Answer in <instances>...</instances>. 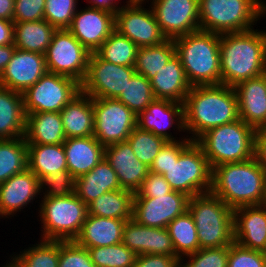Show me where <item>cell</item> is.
<instances>
[{
	"mask_svg": "<svg viewBox=\"0 0 266 267\" xmlns=\"http://www.w3.org/2000/svg\"><path fill=\"white\" fill-rule=\"evenodd\" d=\"M46 72L44 54L15 49L0 76V85L23 94Z\"/></svg>",
	"mask_w": 266,
	"mask_h": 267,
	"instance_id": "19",
	"label": "cell"
},
{
	"mask_svg": "<svg viewBox=\"0 0 266 267\" xmlns=\"http://www.w3.org/2000/svg\"><path fill=\"white\" fill-rule=\"evenodd\" d=\"M118 3H120V5H122L121 0H116ZM120 1V2H119ZM137 0H126V2L124 4H130V3H135Z\"/></svg>",
	"mask_w": 266,
	"mask_h": 267,
	"instance_id": "58",
	"label": "cell"
},
{
	"mask_svg": "<svg viewBox=\"0 0 266 267\" xmlns=\"http://www.w3.org/2000/svg\"><path fill=\"white\" fill-rule=\"evenodd\" d=\"M195 142L211 168L255 157V129L240 118L208 130Z\"/></svg>",
	"mask_w": 266,
	"mask_h": 267,
	"instance_id": "6",
	"label": "cell"
},
{
	"mask_svg": "<svg viewBox=\"0 0 266 267\" xmlns=\"http://www.w3.org/2000/svg\"><path fill=\"white\" fill-rule=\"evenodd\" d=\"M200 249L230 246L234 242L233 209L211 192L189 198Z\"/></svg>",
	"mask_w": 266,
	"mask_h": 267,
	"instance_id": "7",
	"label": "cell"
},
{
	"mask_svg": "<svg viewBox=\"0 0 266 267\" xmlns=\"http://www.w3.org/2000/svg\"><path fill=\"white\" fill-rule=\"evenodd\" d=\"M134 67L120 66L90 54L88 70L81 91L92 98L116 99L135 73Z\"/></svg>",
	"mask_w": 266,
	"mask_h": 267,
	"instance_id": "14",
	"label": "cell"
},
{
	"mask_svg": "<svg viewBox=\"0 0 266 267\" xmlns=\"http://www.w3.org/2000/svg\"><path fill=\"white\" fill-rule=\"evenodd\" d=\"M234 242L242 247L266 252V207L241 206L233 209Z\"/></svg>",
	"mask_w": 266,
	"mask_h": 267,
	"instance_id": "22",
	"label": "cell"
},
{
	"mask_svg": "<svg viewBox=\"0 0 266 267\" xmlns=\"http://www.w3.org/2000/svg\"><path fill=\"white\" fill-rule=\"evenodd\" d=\"M228 255L229 246L202 248L181 258L180 267H227Z\"/></svg>",
	"mask_w": 266,
	"mask_h": 267,
	"instance_id": "43",
	"label": "cell"
},
{
	"mask_svg": "<svg viewBox=\"0 0 266 267\" xmlns=\"http://www.w3.org/2000/svg\"><path fill=\"white\" fill-rule=\"evenodd\" d=\"M146 1L122 5L115 12V30L134 42L139 48L157 46L167 37L163 34L150 6Z\"/></svg>",
	"mask_w": 266,
	"mask_h": 267,
	"instance_id": "13",
	"label": "cell"
},
{
	"mask_svg": "<svg viewBox=\"0 0 266 267\" xmlns=\"http://www.w3.org/2000/svg\"><path fill=\"white\" fill-rule=\"evenodd\" d=\"M39 195V178L28 168L10 177L0 184V219L16 216L17 212L33 204Z\"/></svg>",
	"mask_w": 266,
	"mask_h": 267,
	"instance_id": "20",
	"label": "cell"
},
{
	"mask_svg": "<svg viewBox=\"0 0 266 267\" xmlns=\"http://www.w3.org/2000/svg\"><path fill=\"white\" fill-rule=\"evenodd\" d=\"M221 84L238 83L266 73V30L219 35Z\"/></svg>",
	"mask_w": 266,
	"mask_h": 267,
	"instance_id": "2",
	"label": "cell"
},
{
	"mask_svg": "<svg viewBox=\"0 0 266 267\" xmlns=\"http://www.w3.org/2000/svg\"><path fill=\"white\" fill-rule=\"evenodd\" d=\"M239 118L254 129L266 126V73L235 87Z\"/></svg>",
	"mask_w": 266,
	"mask_h": 267,
	"instance_id": "24",
	"label": "cell"
},
{
	"mask_svg": "<svg viewBox=\"0 0 266 267\" xmlns=\"http://www.w3.org/2000/svg\"><path fill=\"white\" fill-rule=\"evenodd\" d=\"M133 267H180L175 255L143 254L137 255Z\"/></svg>",
	"mask_w": 266,
	"mask_h": 267,
	"instance_id": "51",
	"label": "cell"
},
{
	"mask_svg": "<svg viewBox=\"0 0 266 267\" xmlns=\"http://www.w3.org/2000/svg\"><path fill=\"white\" fill-rule=\"evenodd\" d=\"M91 52L68 29H57L44 56L48 72L84 81Z\"/></svg>",
	"mask_w": 266,
	"mask_h": 267,
	"instance_id": "11",
	"label": "cell"
},
{
	"mask_svg": "<svg viewBox=\"0 0 266 267\" xmlns=\"http://www.w3.org/2000/svg\"><path fill=\"white\" fill-rule=\"evenodd\" d=\"M172 188L161 174L149 172L134 197H154L170 193Z\"/></svg>",
	"mask_w": 266,
	"mask_h": 267,
	"instance_id": "50",
	"label": "cell"
},
{
	"mask_svg": "<svg viewBox=\"0 0 266 267\" xmlns=\"http://www.w3.org/2000/svg\"><path fill=\"white\" fill-rule=\"evenodd\" d=\"M138 49L134 42L114 30L95 53L107 62L134 67Z\"/></svg>",
	"mask_w": 266,
	"mask_h": 267,
	"instance_id": "38",
	"label": "cell"
},
{
	"mask_svg": "<svg viewBox=\"0 0 266 267\" xmlns=\"http://www.w3.org/2000/svg\"><path fill=\"white\" fill-rule=\"evenodd\" d=\"M94 108L93 136L104 147L127 141L137 126V115L114 98H92Z\"/></svg>",
	"mask_w": 266,
	"mask_h": 267,
	"instance_id": "12",
	"label": "cell"
},
{
	"mask_svg": "<svg viewBox=\"0 0 266 267\" xmlns=\"http://www.w3.org/2000/svg\"><path fill=\"white\" fill-rule=\"evenodd\" d=\"M192 142L190 139L167 141L150 166V172L163 175Z\"/></svg>",
	"mask_w": 266,
	"mask_h": 267,
	"instance_id": "47",
	"label": "cell"
},
{
	"mask_svg": "<svg viewBox=\"0 0 266 267\" xmlns=\"http://www.w3.org/2000/svg\"><path fill=\"white\" fill-rule=\"evenodd\" d=\"M184 106L187 137L196 141L208 130L239 119L238 99L234 87L224 84L192 86Z\"/></svg>",
	"mask_w": 266,
	"mask_h": 267,
	"instance_id": "1",
	"label": "cell"
},
{
	"mask_svg": "<svg viewBox=\"0 0 266 267\" xmlns=\"http://www.w3.org/2000/svg\"><path fill=\"white\" fill-rule=\"evenodd\" d=\"M134 196L125 189L104 193L87 205L88 214L129 221L133 219Z\"/></svg>",
	"mask_w": 266,
	"mask_h": 267,
	"instance_id": "34",
	"label": "cell"
},
{
	"mask_svg": "<svg viewBox=\"0 0 266 267\" xmlns=\"http://www.w3.org/2000/svg\"><path fill=\"white\" fill-rule=\"evenodd\" d=\"M175 53L176 47L173 39H168L157 46L140 47L137 51L134 69L151 80L165 67Z\"/></svg>",
	"mask_w": 266,
	"mask_h": 267,
	"instance_id": "37",
	"label": "cell"
},
{
	"mask_svg": "<svg viewBox=\"0 0 266 267\" xmlns=\"http://www.w3.org/2000/svg\"><path fill=\"white\" fill-rule=\"evenodd\" d=\"M28 169L39 180L48 174L68 170L63 144H27Z\"/></svg>",
	"mask_w": 266,
	"mask_h": 267,
	"instance_id": "33",
	"label": "cell"
},
{
	"mask_svg": "<svg viewBox=\"0 0 266 267\" xmlns=\"http://www.w3.org/2000/svg\"><path fill=\"white\" fill-rule=\"evenodd\" d=\"M63 147L68 171L74 178L90 172L104 159L105 147L94 136L66 138Z\"/></svg>",
	"mask_w": 266,
	"mask_h": 267,
	"instance_id": "26",
	"label": "cell"
},
{
	"mask_svg": "<svg viewBox=\"0 0 266 267\" xmlns=\"http://www.w3.org/2000/svg\"><path fill=\"white\" fill-rule=\"evenodd\" d=\"M28 168L25 137L0 139V184Z\"/></svg>",
	"mask_w": 266,
	"mask_h": 267,
	"instance_id": "36",
	"label": "cell"
},
{
	"mask_svg": "<svg viewBox=\"0 0 266 267\" xmlns=\"http://www.w3.org/2000/svg\"><path fill=\"white\" fill-rule=\"evenodd\" d=\"M163 176L173 191L189 197L211 190L212 168L195 141L179 155L178 161H174Z\"/></svg>",
	"mask_w": 266,
	"mask_h": 267,
	"instance_id": "9",
	"label": "cell"
},
{
	"mask_svg": "<svg viewBox=\"0 0 266 267\" xmlns=\"http://www.w3.org/2000/svg\"><path fill=\"white\" fill-rule=\"evenodd\" d=\"M45 1L44 19L57 29H67L78 10L79 0Z\"/></svg>",
	"mask_w": 266,
	"mask_h": 267,
	"instance_id": "44",
	"label": "cell"
},
{
	"mask_svg": "<svg viewBox=\"0 0 266 267\" xmlns=\"http://www.w3.org/2000/svg\"><path fill=\"white\" fill-rule=\"evenodd\" d=\"M200 30L239 33L254 28L266 16L265 0H198Z\"/></svg>",
	"mask_w": 266,
	"mask_h": 267,
	"instance_id": "5",
	"label": "cell"
},
{
	"mask_svg": "<svg viewBox=\"0 0 266 267\" xmlns=\"http://www.w3.org/2000/svg\"><path fill=\"white\" fill-rule=\"evenodd\" d=\"M263 205L266 207V196H265V201H264V204Z\"/></svg>",
	"mask_w": 266,
	"mask_h": 267,
	"instance_id": "59",
	"label": "cell"
},
{
	"mask_svg": "<svg viewBox=\"0 0 266 267\" xmlns=\"http://www.w3.org/2000/svg\"><path fill=\"white\" fill-rule=\"evenodd\" d=\"M56 30L45 19L14 22V46L23 51L45 54Z\"/></svg>",
	"mask_w": 266,
	"mask_h": 267,
	"instance_id": "32",
	"label": "cell"
},
{
	"mask_svg": "<svg viewBox=\"0 0 266 267\" xmlns=\"http://www.w3.org/2000/svg\"><path fill=\"white\" fill-rule=\"evenodd\" d=\"M189 196L178 191L154 197H134L133 220L141 225L166 228L188 210Z\"/></svg>",
	"mask_w": 266,
	"mask_h": 267,
	"instance_id": "16",
	"label": "cell"
},
{
	"mask_svg": "<svg viewBox=\"0 0 266 267\" xmlns=\"http://www.w3.org/2000/svg\"><path fill=\"white\" fill-rule=\"evenodd\" d=\"M67 29L94 53L115 30V13L87 6L76 11Z\"/></svg>",
	"mask_w": 266,
	"mask_h": 267,
	"instance_id": "18",
	"label": "cell"
},
{
	"mask_svg": "<svg viewBox=\"0 0 266 267\" xmlns=\"http://www.w3.org/2000/svg\"><path fill=\"white\" fill-rule=\"evenodd\" d=\"M150 82L155 99H168L182 104L192 88L176 53Z\"/></svg>",
	"mask_w": 266,
	"mask_h": 267,
	"instance_id": "25",
	"label": "cell"
},
{
	"mask_svg": "<svg viewBox=\"0 0 266 267\" xmlns=\"http://www.w3.org/2000/svg\"><path fill=\"white\" fill-rule=\"evenodd\" d=\"M27 144H63L66 136L60 112H38L26 115Z\"/></svg>",
	"mask_w": 266,
	"mask_h": 267,
	"instance_id": "31",
	"label": "cell"
},
{
	"mask_svg": "<svg viewBox=\"0 0 266 267\" xmlns=\"http://www.w3.org/2000/svg\"><path fill=\"white\" fill-rule=\"evenodd\" d=\"M25 129L22 93L0 85V139L24 137Z\"/></svg>",
	"mask_w": 266,
	"mask_h": 267,
	"instance_id": "30",
	"label": "cell"
},
{
	"mask_svg": "<svg viewBox=\"0 0 266 267\" xmlns=\"http://www.w3.org/2000/svg\"><path fill=\"white\" fill-rule=\"evenodd\" d=\"M132 110L137 116L146 110L155 99L151 82L142 74L134 73L127 82L124 91L116 98Z\"/></svg>",
	"mask_w": 266,
	"mask_h": 267,
	"instance_id": "40",
	"label": "cell"
},
{
	"mask_svg": "<svg viewBox=\"0 0 266 267\" xmlns=\"http://www.w3.org/2000/svg\"><path fill=\"white\" fill-rule=\"evenodd\" d=\"M39 183L40 196L65 197L74 193L75 178L68 170L45 175Z\"/></svg>",
	"mask_w": 266,
	"mask_h": 267,
	"instance_id": "45",
	"label": "cell"
},
{
	"mask_svg": "<svg viewBox=\"0 0 266 267\" xmlns=\"http://www.w3.org/2000/svg\"><path fill=\"white\" fill-rule=\"evenodd\" d=\"M95 267H133L137 255L123 243L87 248Z\"/></svg>",
	"mask_w": 266,
	"mask_h": 267,
	"instance_id": "41",
	"label": "cell"
},
{
	"mask_svg": "<svg viewBox=\"0 0 266 267\" xmlns=\"http://www.w3.org/2000/svg\"><path fill=\"white\" fill-rule=\"evenodd\" d=\"M227 267H266V252L247 249L233 242L229 246Z\"/></svg>",
	"mask_w": 266,
	"mask_h": 267,
	"instance_id": "48",
	"label": "cell"
},
{
	"mask_svg": "<svg viewBox=\"0 0 266 267\" xmlns=\"http://www.w3.org/2000/svg\"><path fill=\"white\" fill-rule=\"evenodd\" d=\"M166 228L172 240L175 256L179 260L200 249L197 229L188 210L172 220Z\"/></svg>",
	"mask_w": 266,
	"mask_h": 267,
	"instance_id": "35",
	"label": "cell"
},
{
	"mask_svg": "<svg viewBox=\"0 0 266 267\" xmlns=\"http://www.w3.org/2000/svg\"><path fill=\"white\" fill-rule=\"evenodd\" d=\"M122 243L136 255H175L167 228L147 227L133 219L124 225Z\"/></svg>",
	"mask_w": 266,
	"mask_h": 267,
	"instance_id": "23",
	"label": "cell"
},
{
	"mask_svg": "<svg viewBox=\"0 0 266 267\" xmlns=\"http://www.w3.org/2000/svg\"><path fill=\"white\" fill-rule=\"evenodd\" d=\"M31 246V247H30ZM22 251L10 255L20 267H58L59 240L41 239Z\"/></svg>",
	"mask_w": 266,
	"mask_h": 267,
	"instance_id": "39",
	"label": "cell"
},
{
	"mask_svg": "<svg viewBox=\"0 0 266 267\" xmlns=\"http://www.w3.org/2000/svg\"><path fill=\"white\" fill-rule=\"evenodd\" d=\"M80 92L75 79L47 71L22 94L25 114L60 112Z\"/></svg>",
	"mask_w": 266,
	"mask_h": 267,
	"instance_id": "10",
	"label": "cell"
},
{
	"mask_svg": "<svg viewBox=\"0 0 266 267\" xmlns=\"http://www.w3.org/2000/svg\"><path fill=\"white\" fill-rule=\"evenodd\" d=\"M104 158L116 172L121 188L134 193L150 172V167L137 159L128 141L106 146Z\"/></svg>",
	"mask_w": 266,
	"mask_h": 267,
	"instance_id": "21",
	"label": "cell"
},
{
	"mask_svg": "<svg viewBox=\"0 0 266 267\" xmlns=\"http://www.w3.org/2000/svg\"><path fill=\"white\" fill-rule=\"evenodd\" d=\"M255 158L266 173V126L255 129Z\"/></svg>",
	"mask_w": 266,
	"mask_h": 267,
	"instance_id": "52",
	"label": "cell"
},
{
	"mask_svg": "<svg viewBox=\"0 0 266 267\" xmlns=\"http://www.w3.org/2000/svg\"><path fill=\"white\" fill-rule=\"evenodd\" d=\"M210 192L232 209L262 205L266 196V173L255 157L215 166Z\"/></svg>",
	"mask_w": 266,
	"mask_h": 267,
	"instance_id": "3",
	"label": "cell"
},
{
	"mask_svg": "<svg viewBox=\"0 0 266 267\" xmlns=\"http://www.w3.org/2000/svg\"><path fill=\"white\" fill-rule=\"evenodd\" d=\"M66 138L93 136L94 108L92 97L82 91L60 111Z\"/></svg>",
	"mask_w": 266,
	"mask_h": 267,
	"instance_id": "28",
	"label": "cell"
},
{
	"mask_svg": "<svg viewBox=\"0 0 266 267\" xmlns=\"http://www.w3.org/2000/svg\"><path fill=\"white\" fill-rule=\"evenodd\" d=\"M58 267H95L87 248L80 246L74 240H59Z\"/></svg>",
	"mask_w": 266,
	"mask_h": 267,
	"instance_id": "46",
	"label": "cell"
},
{
	"mask_svg": "<svg viewBox=\"0 0 266 267\" xmlns=\"http://www.w3.org/2000/svg\"><path fill=\"white\" fill-rule=\"evenodd\" d=\"M41 238L72 241L79 235L88 215L87 205L75 194L65 197L39 196Z\"/></svg>",
	"mask_w": 266,
	"mask_h": 267,
	"instance_id": "8",
	"label": "cell"
},
{
	"mask_svg": "<svg viewBox=\"0 0 266 267\" xmlns=\"http://www.w3.org/2000/svg\"><path fill=\"white\" fill-rule=\"evenodd\" d=\"M15 0H0V19L13 21Z\"/></svg>",
	"mask_w": 266,
	"mask_h": 267,
	"instance_id": "56",
	"label": "cell"
},
{
	"mask_svg": "<svg viewBox=\"0 0 266 267\" xmlns=\"http://www.w3.org/2000/svg\"><path fill=\"white\" fill-rule=\"evenodd\" d=\"M126 220L87 215L75 242L82 247H102L122 243Z\"/></svg>",
	"mask_w": 266,
	"mask_h": 267,
	"instance_id": "27",
	"label": "cell"
},
{
	"mask_svg": "<svg viewBox=\"0 0 266 267\" xmlns=\"http://www.w3.org/2000/svg\"><path fill=\"white\" fill-rule=\"evenodd\" d=\"M137 126L167 141L189 139L187 136L183 137V135L182 138L179 137L178 139V137H174L170 131V128H173V130L175 131L176 129L178 133L185 132L184 106L182 103L172 100L154 99L146 110L137 116Z\"/></svg>",
	"mask_w": 266,
	"mask_h": 267,
	"instance_id": "17",
	"label": "cell"
},
{
	"mask_svg": "<svg viewBox=\"0 0 266 267\" xmlns=\"http://www.w3.org/2000/svg\"><path fill=\"white\" fill-rule=\"evenodd\" d=\"M122 189L116 172L105 160L98 163L90 172L75 178L74 193L88 205L100 195Z\"/></svg>",
	"mask_w": 266,
	"mask_h": 267,
	"instance_id": "29",
	"label": "cell"
},
{
	"mask_svg": "<svg viewBox=\"0 0 266 267\" xmlns=\"http://www.w3.org/2000/svg\"><path fill=\"white\" fill-rule=\"evenodd\" d=\"M127 141L131 145L137 159L148 167L152 165L155 157L167 142L164 138L156 136L150 131L142 130L138 126L132 130Z\"/></svg>",
	"mask_w": 266,
	"mask_h": 267,
	"instance_id": "42",
	"label": "cell"
},
{
	"mask_svg": "<svg viewBox=\"0 0 266 267\" xmlns=\"http://www.w3.org/2000/svg\"><path fill=\"white\" fill-rule=\"evenodd\" d=\"M15 49L16 47L14 46V44L0 45V76L2 75L9 61L11 60Z\"/></svg>",
	"mask_w": 266,
	"mask_h": 267,
	"instance_id": "55",
	"label": "cell"
},
{
	"mask_svg": "<svg viewBox=\"0 0 266 267\" xmlns=\"http://www.w3.org/2000/svg\"><path fill=\"white\" fill-rule=\"evenodd\" d=\"M45 0H15L14 22L40 21L44 19Z\"/></svg>",
	"mask_w": 266,
	"mask_h": 267,
	"instance_id": "49",
	"label": "cell"
},
{
	"mask_svg": "<svg viewBox=\"0 0 266 267\" xmlns=\"http://www.w3.org/2000/svg\"><path fill=\"white\" fill-rule=\"evenodd\" d=\"M173 41L191 86L221 84L219 34L198 30Z\"/></svg>",
	"mask_w": 266,
	"mask_h": 267,
	"instance_id": "4",
	"label": "cell"
},
{
	"mask_svg": "<svg viewBox=\"0 0 266 267\" xmlns=\"http://www.w3.org/2000/svg\"><path fill=\"white\" fill-rule=\"evenodd\" d=\"M90 7L115 13L121 5L116 0H87Z\"/></svg>",
	"mask_w": 266,
	"mask_h": 267,
	"instance_id": "54",
	"label": "cell"
},
{
	"mask_svg": "<svg viewBox=\"0 0 266 267\" xmlns=\"http://www.w3.org/2000/svg\"><path fill=\"white\" fill-rule=\"evenodd\" d=\"M10 261L6 260V265L4 263V265H2L1 267H20L15 260L11 257V259L9 258Z\"/></svg>",
	"mask_w": 266,
	"mask_h": 267,
	"instance_id": "57",
	"label": "cell"
},
{
	"mask_svg": "<svg viewBox=\"0 0 266 267\" xmlns=\"http://www.w3.org/2000/svg\"><path fill=\"white\" fill-rule=\"evenodd\" d=\"M149 1L151 3H149ZM167 39L200 30L198 0H146Z\"/></svg>",
	"mask_w": 266,
	"mask_h": 267,
	"instance_id": "15",
	"label": "cell"
},
{
	"mask_svg": "<svg viewBox=\"0 0 266 267\" xmlns=\"http://www.w3.org/2000/svg\"><path fill=\"white\" fill-rule=\"evenodd\" d=\"M14 21L0 19V45L14 44Z\"/></svg>",
	"mask_w": 266,
	"mask_h": 267,
	"instance_id": "53",
	"label": "cell"
}]
</instances>
